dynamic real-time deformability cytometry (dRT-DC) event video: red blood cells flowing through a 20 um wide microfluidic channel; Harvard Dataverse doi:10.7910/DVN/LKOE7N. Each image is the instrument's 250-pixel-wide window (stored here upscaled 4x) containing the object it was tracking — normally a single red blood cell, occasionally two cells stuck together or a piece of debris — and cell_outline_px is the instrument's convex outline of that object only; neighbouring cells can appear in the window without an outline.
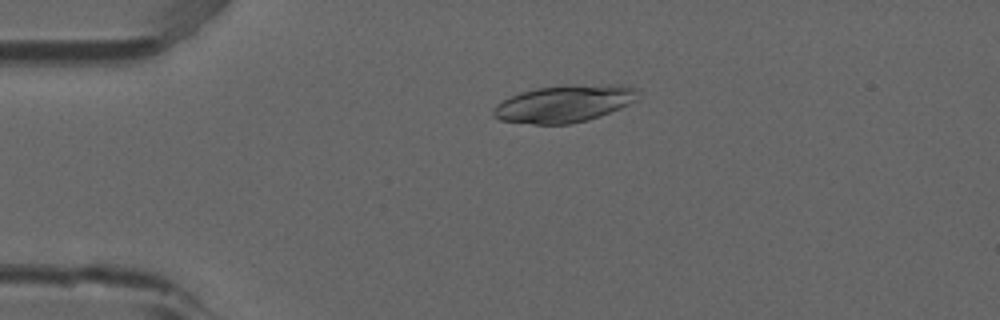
{"species": "common noctule bat (a hibernating species)", "species_latin": "Nyctalus noctula", "temperature_condition": "room temperature", "stored_images_in_passage": 53, "camera_frame_rate_fps": 3000, "um_per_image_px": 0.085, "animal": {"sex": "male", "forearm_length_mm": 52.5}, "frame": {"image": 1, "passage_image": 12, "time_ms": 3.667, "image_size_px": [1000, 320], "cell_outline_px": [[640, 92], [636, 100], [620, 108], [600, 116], [588, 120], [568, 124], [532, 124], [500, 120], [492, 116], [492, 108], [496, 104], [520, 92], [536, 88], [568, 84], [620, 84], [636, 88]], "centroid_in_image_um": [47.97, 8.8], "position_along_channel_um": 37.0, "area_um2": 31.67}}
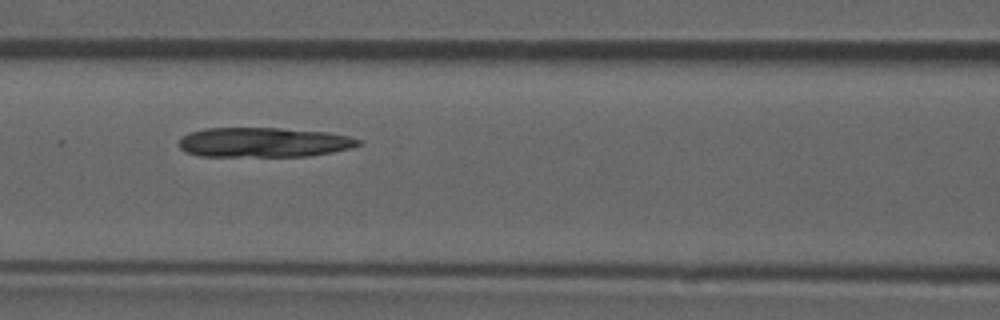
{"frame": {"image": 2, "passage_image": 23, "time_ms": 7.333, "image_size_px": [1000, 320], "cell_outline_px": [[360, 144], [352, 148], [332, 152], [308, 156], [200, 156], [184, 152], [176, 144], [180, 136], [188, 132], [204, 128], [280, 128], [328, 132], [348, 136], [360, 140]], "centroid_in_image_um": [22.33, 12.09], "position_along_channel_um": 144.3, "area_um2": 31.39}}
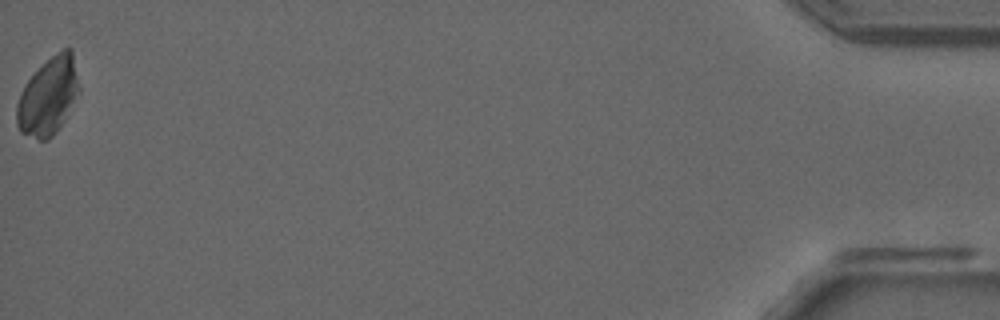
{"frame": {"image": 3, "passage_image": 53, "time_ms": 17.333, "image_size_px": [1000, 320], "cell_outline_px": [[80, 92], [56, 132], [48, 140], [40, 140], [20, 132], [16, 124], [16, 104], [20, 92], [24, 84], [56, 52], [64, 48], [72, 48], [80, 88]], "centroid_in_image_um": [4.1, 8.19], "position_along_channel_um": 431.1, "area_um2": 28.03}}